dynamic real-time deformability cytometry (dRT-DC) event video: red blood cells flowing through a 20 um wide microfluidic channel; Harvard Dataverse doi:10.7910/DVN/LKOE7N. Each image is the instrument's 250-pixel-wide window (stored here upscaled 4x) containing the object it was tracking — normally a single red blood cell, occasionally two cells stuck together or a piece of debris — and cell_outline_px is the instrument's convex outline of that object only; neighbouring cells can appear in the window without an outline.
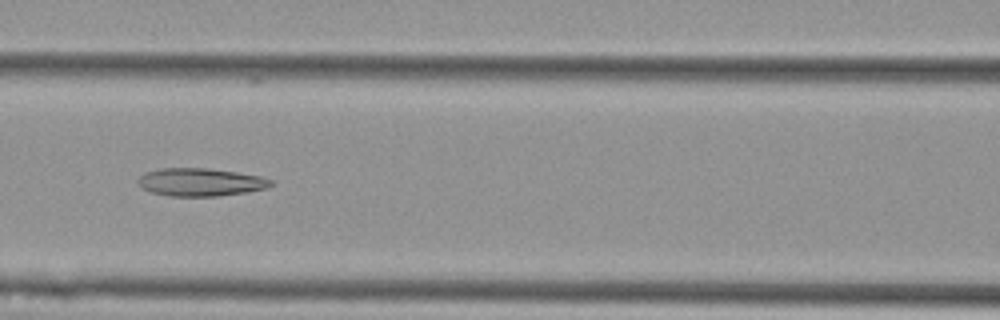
{"species": "Egyptian fruit bat (a non-hibernating species)", "species_latin": "Rousettus aegyptiacus", "temperature_condition": "cold", "stored_images_in_passage": 10, "camera_frame_rate_fps": 3000, "um_per_image_px": 0.085, "animal": {"sex": "female"}, "frame": {"image": 1, "passage_image": 7, "time_ms": 2.0, "image_size_px": [1000, 320], "cell_outline_px": [[276, 184], [268, 188], [244, 192], [216, 196], [168, 196], [148, 192], [140, 188], [136, 180], [144, 172], [160, 168], [208, 168], [236, 172], [260, 176], [272, 180]], "centroid_in_image_um": [17.0, 15.48], "position_along_channel_um": 149.6, "area_um2": 21.91}}
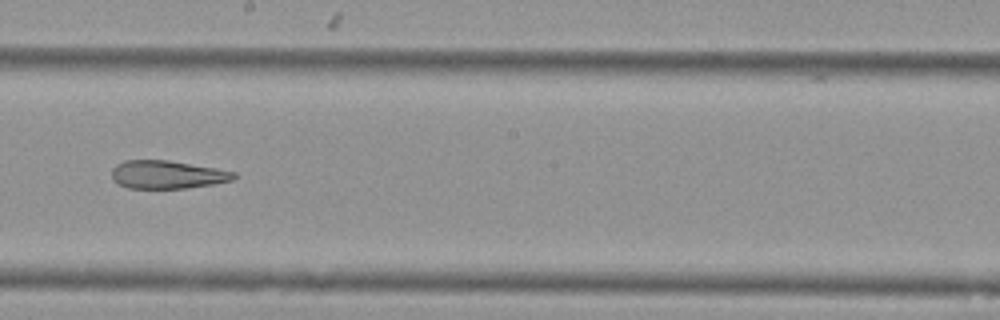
{"frame": {"image": 2, "passage_image": 9, "time_ms": 2.667, "image_size_px": [1000, 320], "cell_outline_px": [[236, 176], [232, 180], [212, 184], [184, 188], [128, 188], [116, 184], [112, 180], [112, 168], [116, 164], [124, 160], [168, 160], [216, 168], [236, 172]], "centroid_in_image_um": [14.17, 14.84], "position_along_channel_um": 234.0, "area_um2": 20.06}}
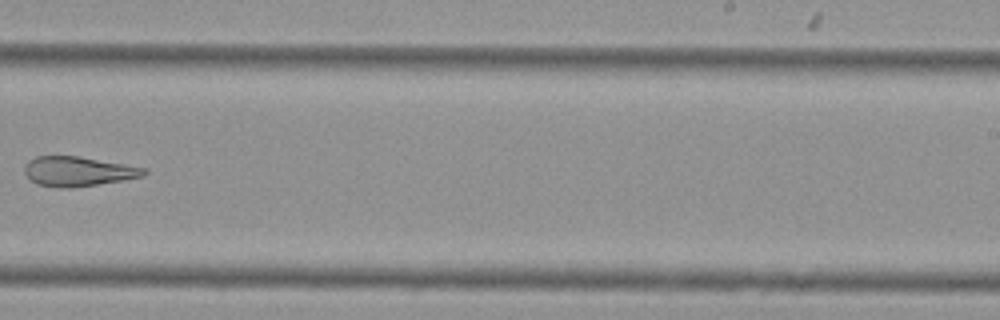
{"frame": {"image": 3, "passage_image": 10, "time_ms": 3.0, "image_size_px": [1000, 320], "cell_outline_px": [[148, 172], [144, 176], [124, 180], [72, 188], [56, 188], [36, 184], [24, 172], [24, 168], [28, 160], [36, 156], [76, 156], [148, 168]], "centroid_in_image_um": [6.65, 14.58], "position_along_channel_um": 282.4, "area_um2": 20.69}}